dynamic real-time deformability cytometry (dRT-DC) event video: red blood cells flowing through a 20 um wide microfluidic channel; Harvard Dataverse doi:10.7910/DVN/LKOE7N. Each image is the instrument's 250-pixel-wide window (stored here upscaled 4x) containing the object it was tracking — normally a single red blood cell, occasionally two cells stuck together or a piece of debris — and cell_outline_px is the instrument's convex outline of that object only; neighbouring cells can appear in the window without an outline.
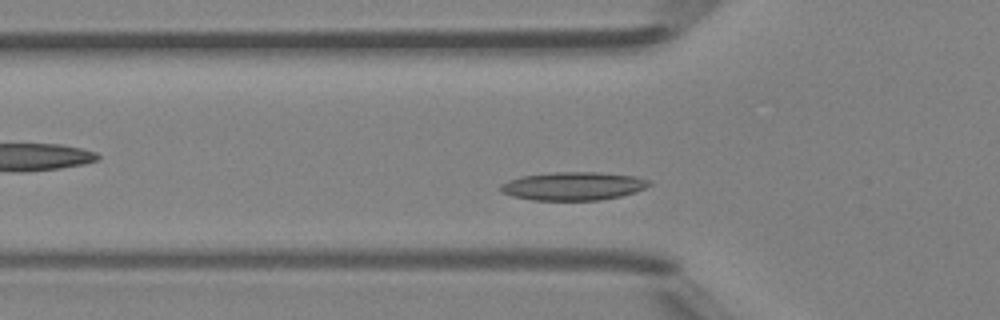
{"species": "Egyptian fruit bat (a non-hibernating species)", "species_latin": "Rousettus aegyptiacus", "temperature_condition": "room temperature", "stored_images_in_passage": 31, "camera_frame_rate_fps": 3000, "um_per_image_px": 0.085, "animal": {"sex": "female"}, "frame": {"image": 1, "passage_image": 7, "time_ms": 2.0, "image_size_px": [1000, 320], "cell_outline_px": [[652, 184], [636, 192], [620, 196], [600, 200], [532, 200], [512, 196], [500, 192], [500, 184], [508, 180], [520, 176], [552, 172], [600, 172], [636, 176], [652, 180]], "centroid_in_image_um": [48.73, 15.81], "position_along_channel_um": 77.1, "area_um2": 24.8}}
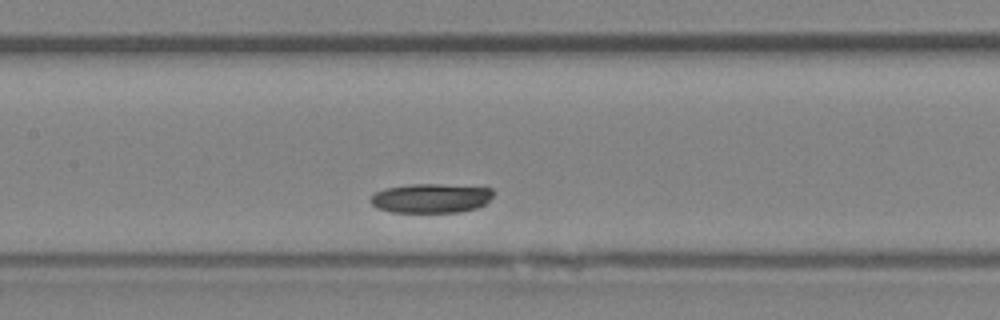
{"frame": {"image": 2, "passage_image": 14, "time_ms": 4.333, "image_size_px": [1000, 320], "cell_outline_px": [[492, 196], [484, 204], [476, 208], [460, 212], [392, 212], [376, 208], [368, 200], [376, 192], [384, 188], [412, 184], [436, 184], [492, 188]], "centroid_in_image_um": [36.59, 16.85], "position_along_channel_um": 170.8, "area_um2": 20.87}}
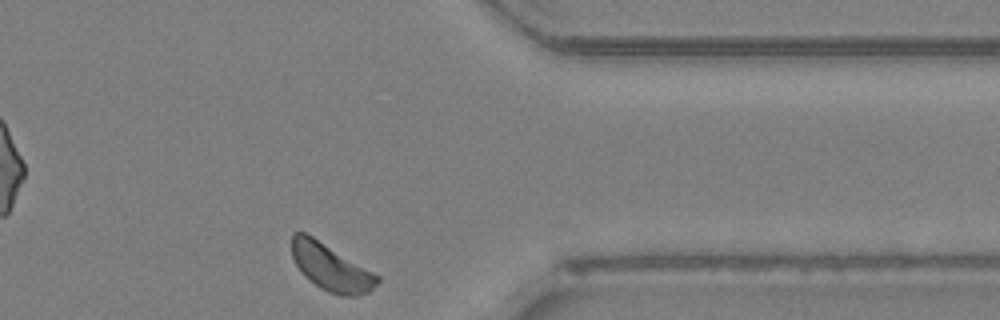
{"frame": {"image": 3, "passage_image": 31, "time_ms": 10.0, "image_size_px": [1000, 320], "cell_outline_px": [[380, 280], [368, 292], [356, 296], [340, 296], [328, 292], [320, 288], [304, 276], [296, 264], [292, 256], [292, 232], [304, 232], [312, 236], [380, 276]], "centroid_in_image_um": [28.11, 22.74], "position_along_channel_um": 383.3, "area_um2": 23.06}, "authors_computed_cell_mechanics": {"area_um2": 21.7328, "velocity_mm_per_s": 3.9814, "shape_relaxation_time_tau1_ms": 4.2688, "shape_relaxation_time_tau2_ms": null, "deformation_change_tau1": 0.1255, "deformation_change_tau2": null}}